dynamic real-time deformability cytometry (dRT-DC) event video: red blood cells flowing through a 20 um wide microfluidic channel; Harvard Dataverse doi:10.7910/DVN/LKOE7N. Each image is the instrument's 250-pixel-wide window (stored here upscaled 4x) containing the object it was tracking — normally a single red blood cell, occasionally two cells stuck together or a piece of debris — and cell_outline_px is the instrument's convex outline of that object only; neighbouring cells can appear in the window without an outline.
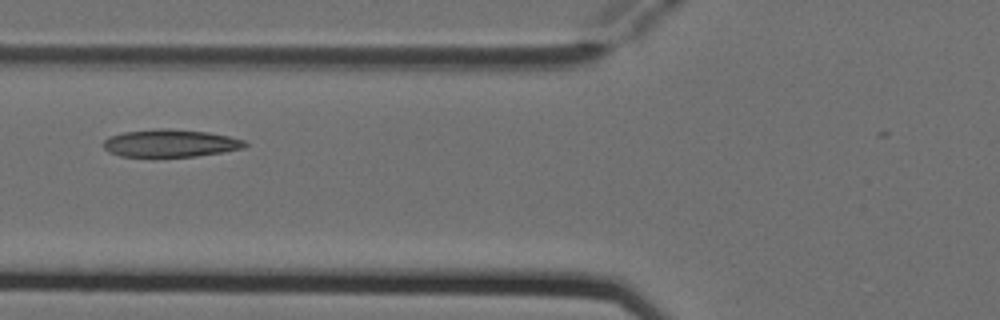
{"species": "Egyptian fruit bat (a non-hibernating species)", "species_latin": "Rousettus aegyptiacus", "temperature_condition": "cold", "stored_images_in_passage": 7, "camera_frame_rate_fps": 3000, "um_per_image_px": 0.085, "animal": {"sex": "female"}, "frame": {"image": 1, "passage_image": 3, "time_ms": 0.667, "image_size_px": [1000, 320], "cell_outline_px": [[248, 144], [244, 148], [224, 152], [196, 156], [120, 156], [108, 152], [104, 148], [104, 140], [108, 136], [124, 132], [160, 128], [168, 128], [208, 132], [228, 136], [244, 140]], "centroid_in_image_um": [14.48, 12.17], "position_along_channel_um": 111.3, "area_um2": 22.72}}
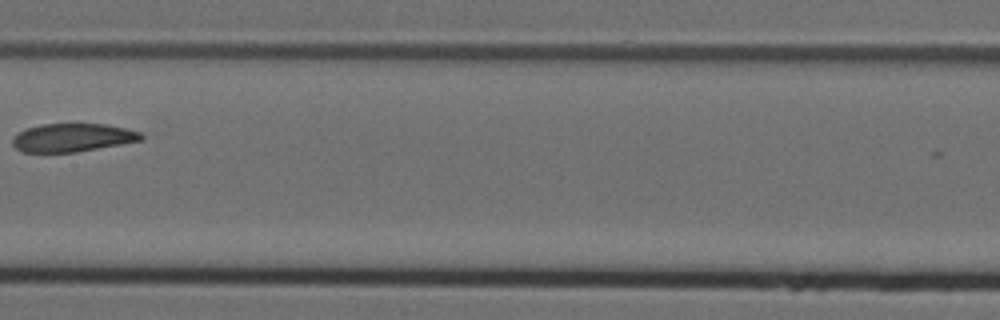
{"frame": {"image": 2, "passage_image": 5, "time_ms": 1.333, "image_size_px": [1000, 320], "cell_outline_px": [[144, 140], [76, 152], [24, 152], [16, 148], [12, 144], [12, 140], [24, 128], [40, 124], [104, 124], [124, 128], [140, 132], [144, 136]], "centroid_in_image_um": [6.17, 11.69], "position_along_channel_um": 201.2, "area_um2": 21.1}}
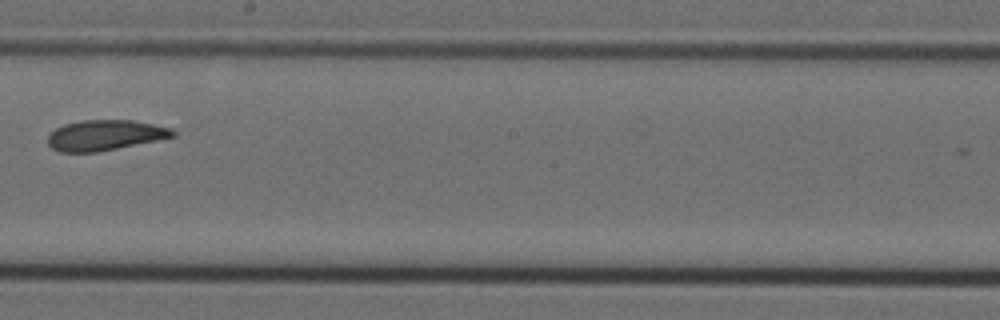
{"frame": {"image": 3, "passage_image": 6, "time_ms": 1.667, "image_size_px": [1000, 320], "cell_outline_px": [[176, 136], [96, 152], [60, 152], [52, 148], [48, 144], [48, 136], [56, 128], [64, 124], [80, 120], [132, 120], [172, 128], [176, 132]], "centroid_in_image_um": [8.91, 11.48], "position_along_channel_um": 239.3, "area_um2": 21.96}}